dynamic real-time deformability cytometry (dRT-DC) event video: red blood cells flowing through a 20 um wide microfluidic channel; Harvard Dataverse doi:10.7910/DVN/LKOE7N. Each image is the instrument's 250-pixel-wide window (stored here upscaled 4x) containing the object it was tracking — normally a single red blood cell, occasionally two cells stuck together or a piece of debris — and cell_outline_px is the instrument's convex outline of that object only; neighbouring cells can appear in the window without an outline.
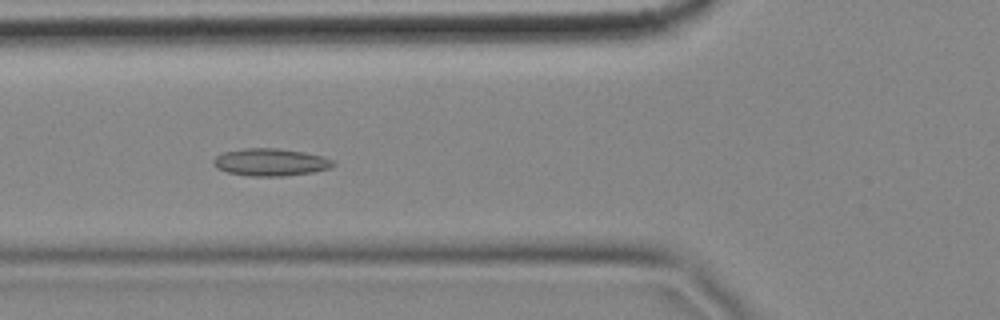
{"species": "common noctule bat (a hibernating species)", "species_latin": "Nyctalus noctula", "temperature_condition": "cold", "stored_images_in_passage": 46, "camera_frame_rate_fps": 3000, "um_per_image_px": 0.085, "animal": {"sex": "female", "body_mass_g": 18.4}, "frame": {"image": 1, "passage_image": 9, "time_ms": 2.667, "image_size_px": [1000, 320], "cell_outline_px": [[336, 164], [328, 168], [312, 172], [284, 176], [248, 176], [228, 172], [216, 168], [212, 164], [212, 160], [216, 156], [224, 152], [244, 148], [276, 148], [304, 152], [324, 156], [332, 160]], "centroid_in_image_um": [22.97, 13.78], "position_along_channel_um": 102.8, "area_um2": 19.13}}
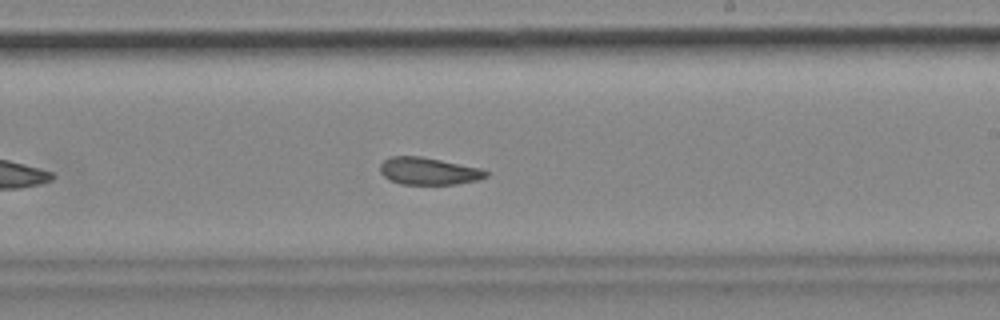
{"frame": {"image": 2, "passage_image": 22, "time_ms": 7.0, "image_size_px": [1000, 320], "cell_outline_px": [[488, 176], [480, 180], [456, 184], [400, 184], [388, 180], [380, 172], [380, 164], [384, 160], [392, 156], [420, 156], [480, 168], [488, 172]], "centroid_in_image_um": [36.42, 14.55], "position_along_channel_um": 252.6, "area_um2": 16.82}}
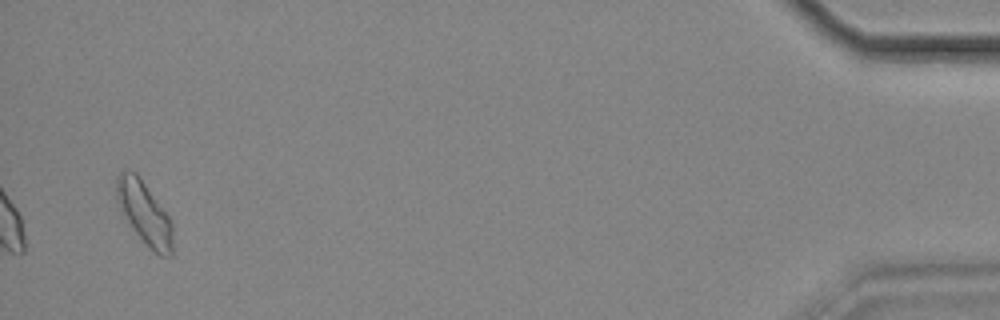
{"frame": {"image": 3, "passage_image": 44, "time_ms": 14.333, "image_size_px": [1000, 320], "cell_outline_px": [[172, 256], [160, 256], [124, 220], [120, 212], [116, 200], [116, 176], [120, 172], [136, 172], [172, 220]], "centroid_in_image_um": [12.25, 18.08], "position_along_channel_um": 423.0, "area_um2": 20.4}, "authors_computed_cell_mechanics": {"area_um2": 17.9758, "velocity_mm_per_s": 3.4612, "shape_relaxation_time_tau1_ms": null, "shape_relaxation_time_tau2_ms": 4.7211, "deformation_change_tau1": null, "deformation_change_tau2": 0.103}}